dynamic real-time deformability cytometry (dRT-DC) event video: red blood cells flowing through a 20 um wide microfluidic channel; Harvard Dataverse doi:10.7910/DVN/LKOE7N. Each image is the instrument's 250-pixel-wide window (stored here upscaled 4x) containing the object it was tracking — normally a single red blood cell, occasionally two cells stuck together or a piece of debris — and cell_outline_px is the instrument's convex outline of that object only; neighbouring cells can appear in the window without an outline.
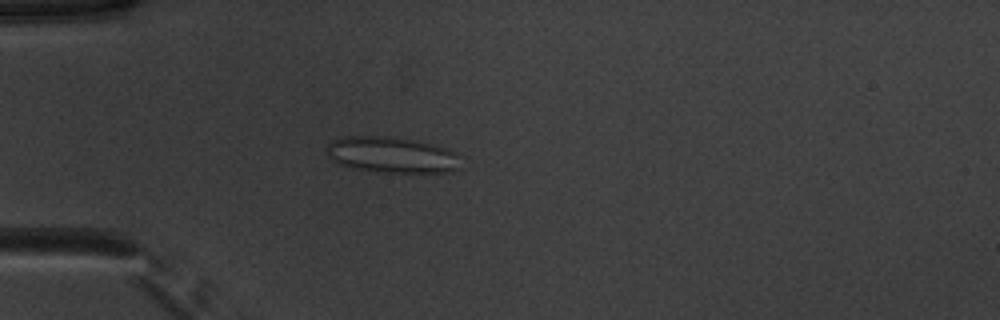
{"species": "common noctule bat (a hibernating species)", "species_latin": "Nyctalus noctula", "temperature_condition": "warm", "stored_images_in_passage": 38, "camera_frame_rate_fps": 3000, "um_per_image_px": 0.085, "animal": {"sex": "male", "body_mass_g": 20.1, "forearm_length_mm": 53.5}, "frame": {"image": 1, "passage_image": 1, "time_ms": 0.0, "image_size_px": [1000, 320], "cell_outline_px": [[456, 168], [452, 172], [384, 172], [356, 168], [336, 164], [328, 156], [328, 144], [332, 140], [340, 136], [388, 136], [416, 140], [436, 144], [452, 152]], "centroid_in_image_um": [33.18, 13.14], "position_along_channel_um": 51.8, "area_um2": 27.63}}
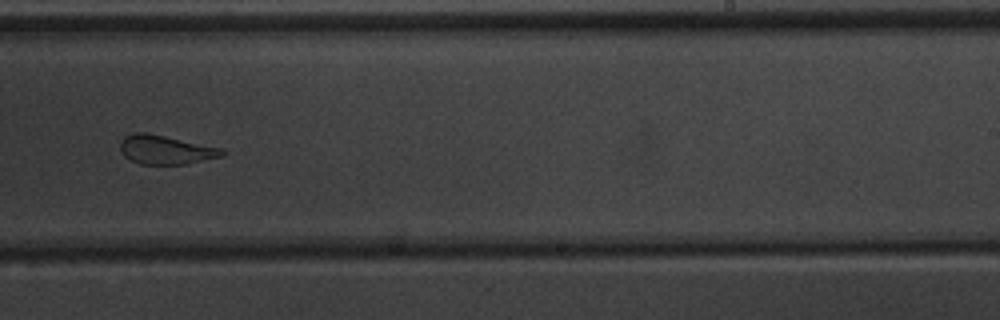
{"frame": {"image": 2, "passage_image": 19, "time_ms": 6.0, "image_size_px": [1000, 320], "cell_outline_px": [[228, 152], [224, 156], [188, 164], [140, 164], [124, 156], [120, 152], [120, 140], [124, 136], [132, 132], [144, 132], [224, 148]], "centroid_in_image_um": [14.11, 12.73], "position_along_channel_um": 274.9, "area_um2": 17.46}}
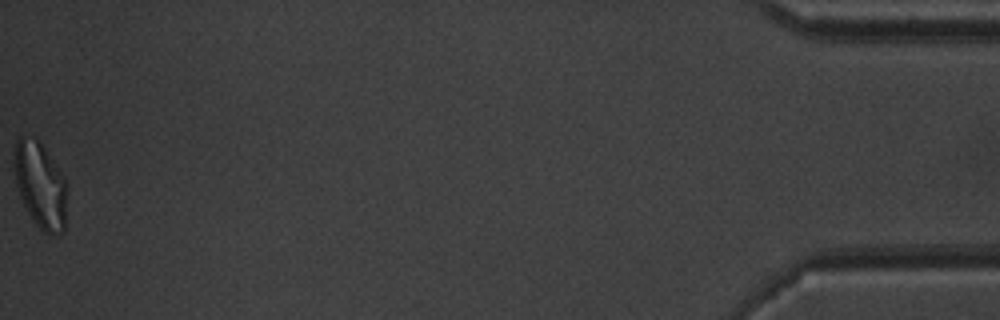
{"frame": {"image": 3, "passage_image": 38, "time_ms": 12.333, "image_size_px": [1000, 320], "cell_outline_px": [[68, 188], [64, 232], [60, 236], [48, 236], [36, 224], [28, 212], [20, 196], [16, 184], [12, 164], [12, 152], [16, 140], [20, 136], [40, 140], [64, 176], [68, 184]], "centroid_in_image_um": [3.44, 15.74], "position_along_channel_um": 431.8, "area_um2": 27.4}, "authors_computed_cell_mechanics": {"area_um2": 19.2763, "velocity_mm_per_s": 3.9248, "shape_relaxation_time_tau1_ms": null, "shape_relaxation_time_tau2_ms": 1.0388, "deformation_change_tau1": null, "deformation_change_tau2": 0.0855}}